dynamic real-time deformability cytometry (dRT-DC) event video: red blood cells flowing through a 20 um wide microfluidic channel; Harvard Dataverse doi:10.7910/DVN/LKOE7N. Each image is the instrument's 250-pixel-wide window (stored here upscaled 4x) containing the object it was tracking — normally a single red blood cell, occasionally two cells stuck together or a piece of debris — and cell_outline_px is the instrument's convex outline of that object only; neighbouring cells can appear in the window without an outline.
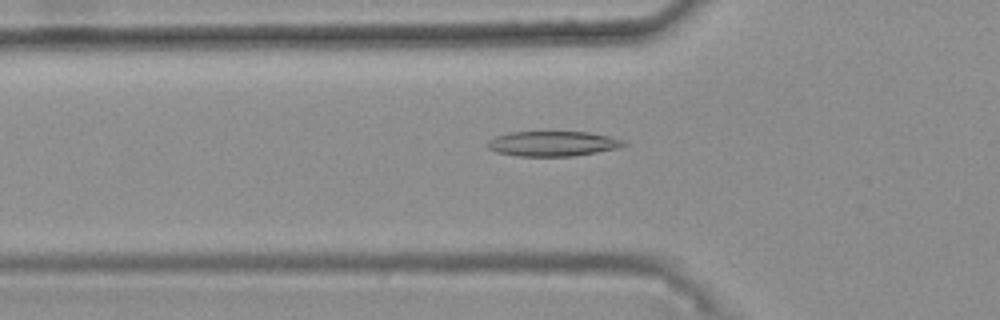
{"species": "common noctule bat (a hibernating species)", "species_latin": "Nyctalus noctula", "temperature_condition": "warm", "stored_images_in_passage": 40, "camera_frame_rate_fps": 3000, "um_per_image_px": 0.085, "animal": {"sex": "female", "body_mass_g": 25.1}, "frame": {"image": 1, "passage_image": 9, "time_ms": 2.667, "image_size_px": [1000, 320], "cell_outline_px": [[628, 144], [620, 148], [572, 156], [516, 156], [496, 152], [488, 148], [488, 140], [496, 136], [508, 132], [588, 132], [608, 136], [624, 140]], "centroid_in_image_um": [46.99, 12.21], "position_along_channel_um": 78.8, "area_um2": 19.88}}
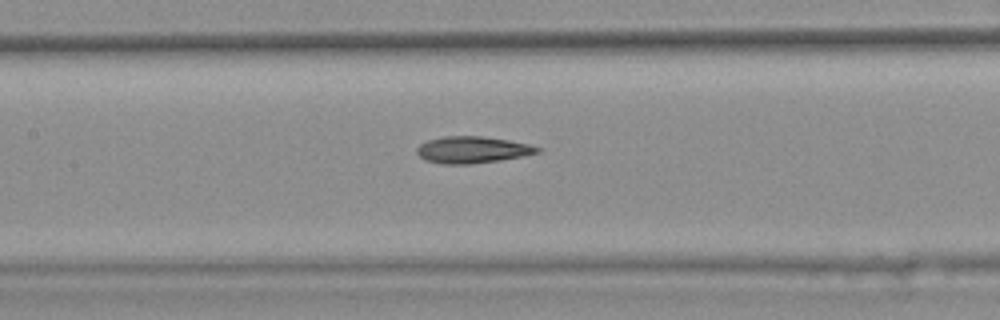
{"frame": {"image": 2, "passage_image": 16, "time_ms": 5.0, "image_size_px": [1000, 320], "cell_outline_px": [[540, 152], [500, 160], [468, 164], [444, 164], [424, 160], [416, 152], [416, 148], [420, 144], [428, 140], [444, 136], [480, 136], [508, 140], [528, 144], [540, 148]], "centroid_in_image_um": [40.1, 12.73], "position_along_channel_um": 167.3, "area_um2": 18.55}}
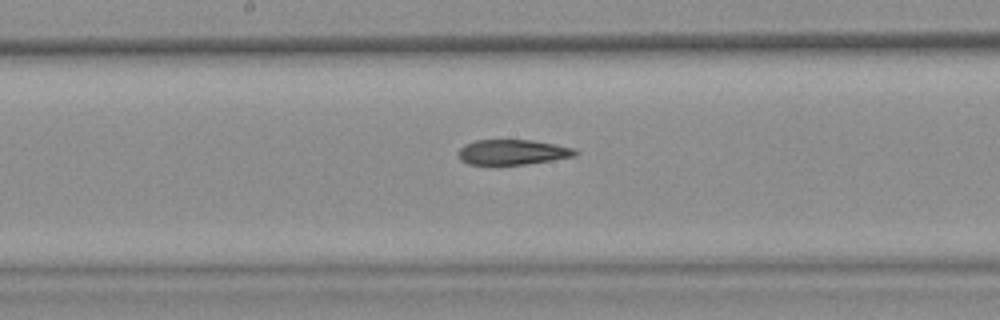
{"frame": {"image": 3, "passage_image": 19, "time_ms": 6.0, "image_size_px": [1000, 320], "cell_outline_px": [[580, 152], [576, 156], [552, 160], [524, 164], [468, 164], [460, 160], [456, 152], [464, 144], [476, 140], [532, 140], [556, 144], [576, 148]], "centroid_in_image_um": [43.58, 12.92], "position_along_channel_um": 204.6, "area_um2": 17.28}, "authors_computed_cell_mechanics": {"area_um2": 18.4382, "velocity_mm_per_s": 3.7714, "shape_relaxation_time_tau1_ms": null, "shape_relaxation_time_tau2_ms": 4.7469, "deformation_change_tau1": null, "deformation_change_tau2": 0.1384}}